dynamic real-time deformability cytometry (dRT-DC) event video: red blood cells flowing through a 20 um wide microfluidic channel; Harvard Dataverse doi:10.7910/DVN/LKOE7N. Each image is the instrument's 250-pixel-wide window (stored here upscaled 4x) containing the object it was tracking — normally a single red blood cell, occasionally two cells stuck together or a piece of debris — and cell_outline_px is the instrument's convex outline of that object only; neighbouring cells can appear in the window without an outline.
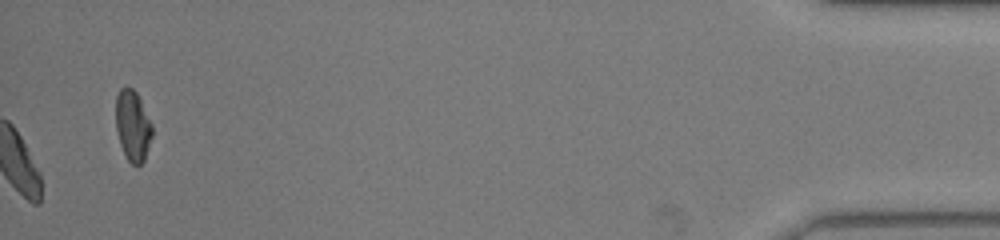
{"species": "common noctule bat (a hibernating species)", "species_latin": "Nyctalus noctula", "temperature_condition": "warm", "stored_images_in_passage": 43, "camera_frame_rate_fps": 3000, "um_per_image_px": 0.085, "animal": {"sex": "male", "body_mass_g": 19.0, "forearm_length_mm": 50.8}, "frame": {"image": 1, "passage_image": 43, "time_ms": 14.0, "image_size_px": [1000, 240], "cell_outline_px": [[152, 136], [144, 160], [136, 168], [128, 160], [120, 144], [116, 128], [116, 96], [120, 88], [132, 88], [136, 92], [152, 124]], "centroid_in_image_um": [11.28, 10.71], "position_along_channel_um": 423.9, "area_um2": 14.85}, "authors_computed_cell_mechanics": {"area_um2": 17.5712, "velocity_mm_per_s": 4.0721, "shape_relaxation_time_tau1_ms": 2.146, "shape_relaxation_time_tau2_ms": 4.7487, "deformation_change_tau1": 0.1291, "deformation_change_tau2": 0.0774}}